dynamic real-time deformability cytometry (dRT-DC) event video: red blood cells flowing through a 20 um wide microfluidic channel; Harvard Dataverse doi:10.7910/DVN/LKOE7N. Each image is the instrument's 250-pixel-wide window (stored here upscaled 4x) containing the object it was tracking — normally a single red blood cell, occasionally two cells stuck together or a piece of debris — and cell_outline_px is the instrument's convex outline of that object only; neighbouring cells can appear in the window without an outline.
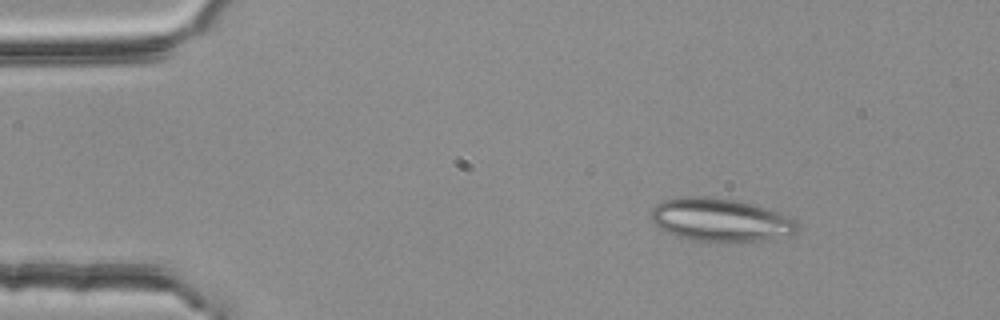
{"species": "common noctule bat (a hibernating species)", "species_latin": "Nyctalus noctula", "temperature_condition": "room temperature", "stored_images_in_passage": 46, "segment_of_instrument_passage": [1, 2], "camera_frame_rate_fps": 3000, "um_per_image_px": 0.085, "animal": {"sex": "female", "body_mass_g": 25.1}, "frame": {"image": 1, "passage_image": 1, "time_ms": 0.0, "image_size_px": [1000, 320], "cell_outline_px": [[800, 228], [792, 232], [764, 240], [740, 244], [736, 244], [692, 240], [660, 232], [652, 220], [652, 208], [656, 204], [664, 200], [684, 196], [704, 196], [740, 200], [788, 216], [796, 220], [800, 224]], "centroid_in_image_um": [61.18, 18.72], "position_along_channel_um": 23.8, "area_um2": 37.4}}